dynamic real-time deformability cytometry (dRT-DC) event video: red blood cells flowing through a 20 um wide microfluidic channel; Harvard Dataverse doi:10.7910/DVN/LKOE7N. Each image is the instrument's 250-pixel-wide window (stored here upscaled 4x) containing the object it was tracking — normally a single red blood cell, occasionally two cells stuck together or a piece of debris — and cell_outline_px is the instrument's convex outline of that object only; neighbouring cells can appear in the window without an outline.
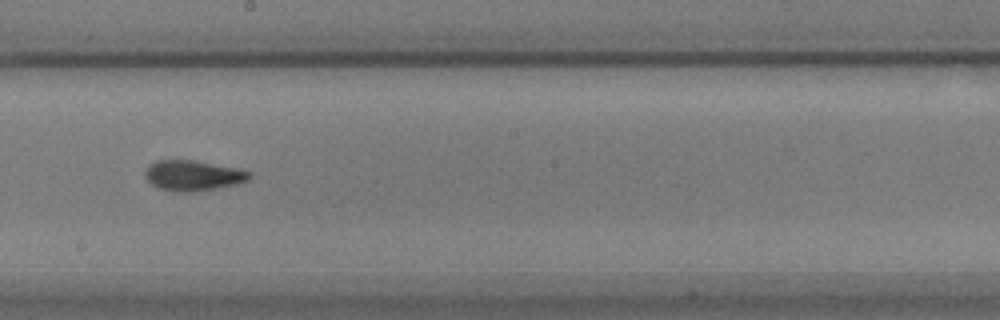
{"species": "common noctule bat (a hibernating species)", "species_latin": "Nyctalus noctula", "temperature_condition": "warm", "stored_images_in_passage": 45, "camera_frame_rate_fps": 3000, "um_per_image_px": 0.085, "animal": {"sex": "male", "body_mass_g": 17.9}, "frame": {"image": 1, "passage_image": 19, "time_ms": 6.0, "image_size_px": [1000, 320], "cell_outline_px": [[252, 176], [248, 180], [236, 184], [188, 192], [176, 192], [156, 188], [144, 176], [144, 172], [148, 164], [156, 160], [192, 160], [240, 168], [252, 172]], "centroid_in_image_um": [16.38, 14.9], "position_along_channel_um": 231.8, "area_um2": 18.55}}
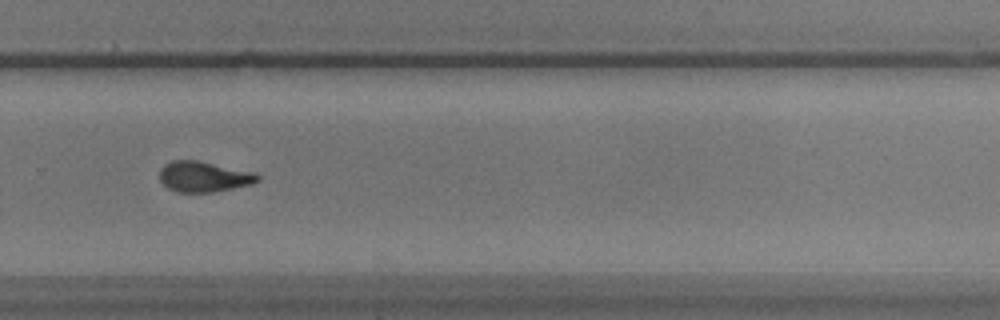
{"frame": {"image": 2, "passage_image": 26, "time_ms": 8.333, "image_size_px": [1000, 320], "cell_outline_px": [[260, 180], [252, 184], [216, 192], [176, 192], [168, 188], [160, 180], [160, 168], [164, 164], [172, 160], [200, 160], [256, 172], [260, 176]], "centroid_in_image_um": [17.35, 15.0], "position_along_channel_um": 312.4, "area_um2": 17.8}, "authors_computed_cell_mechanics": {"area_um2": 17.8024, "velocity_mm_per_s": 3.4688, "shape_relaxation_time_tau1_ms": 5.2481, "shape_relaxation_time_tau2_ms": 2.7308, "deformation_change_tau1": 0.1771, "deformation_change_tau2": 0.0874}}